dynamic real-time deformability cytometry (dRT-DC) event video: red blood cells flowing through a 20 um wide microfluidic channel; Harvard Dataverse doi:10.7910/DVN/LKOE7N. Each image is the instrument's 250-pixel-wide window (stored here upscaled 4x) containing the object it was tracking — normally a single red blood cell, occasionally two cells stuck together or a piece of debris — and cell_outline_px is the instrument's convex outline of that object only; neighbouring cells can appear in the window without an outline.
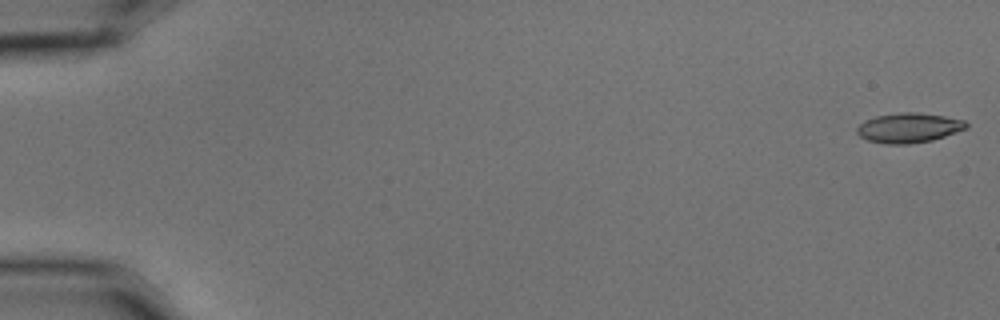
{"species": "common noctule bat (a hibernating species)", "species_latin": "Nyctalus noctula", "temperature_condition": "cold", "stored_images_in_passage": 15, "camera_frame_rate_fps": 3000, "um_per_image_px": 0.085, "animal": {"sex": "male", "body_mass_g": 15.6}, "frame": {"image": 1, "passage_image": 1, "time_ms": 0.0, "image_size_px": [1000, 320], "cell_outline_px": [[968, 128], [932, 140], [908, 144], [884, 144], [868, 140], [860, 136], [856, 132], [856, 128], [864, 120], [876, 116], [900, 112], [920, 112], [944, 116], [964, 120], [968, 124]], "centroid_in_image_um": [77.23, 10.86], "position_along_channel_um": 7.8, "area_um2": 19.02}}
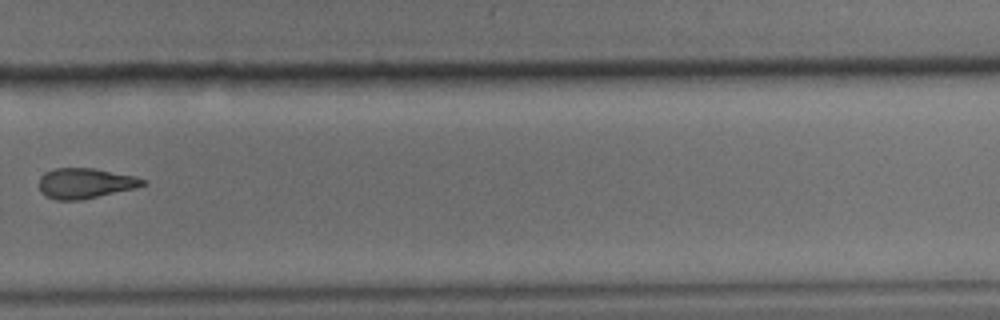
{"frame": {"image": 2, "passage_image": 11, "time_ms": 3.333, "image_size_px": [1000, 320], "cell_outline_px": [[148, 184], [136, 188], [80, 200], [56, 200], [44, 196], [40, 192], [40, 176], [44, 172], [56, 168], [96, 168], [136, 176], [148, 180]], "centroid_in_image_um": [7.28, 15.57], "position_along_channel_um": 322.5, "area_um2": 18.61}}
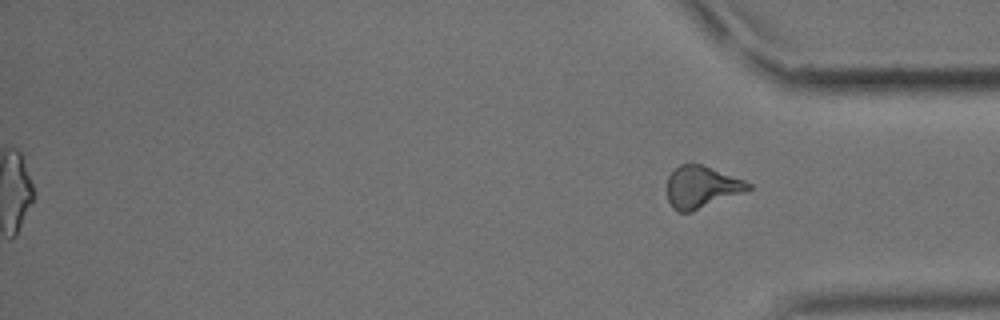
{"frame": {"image": 3, "passage_image": 15, "time_ms": 4.667, "image_size_px": [1000, 320], "cell_outline_px": [[752, 188], [744, 192], [692, 212], [676, 212], [672, 208], [668, 200], [668, 176], [680, 164], [688, 160], [692, 160], [744, 180], [752, 184]], "centroid_in_image_um": [59.61, 15.87], "position_along_channel_um": 375.6, "area_um2": 20.23}}